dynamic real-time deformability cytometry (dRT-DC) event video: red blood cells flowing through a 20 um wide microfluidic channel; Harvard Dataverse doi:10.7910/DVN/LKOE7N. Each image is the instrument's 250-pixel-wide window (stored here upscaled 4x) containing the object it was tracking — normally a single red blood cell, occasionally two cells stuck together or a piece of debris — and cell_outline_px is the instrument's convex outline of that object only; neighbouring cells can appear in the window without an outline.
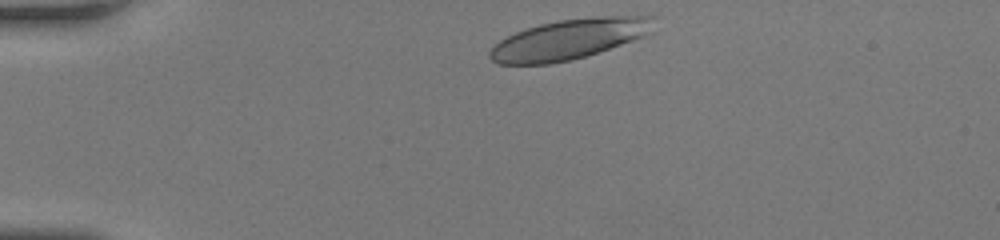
{"species": "human", "species_latin": "Homo sapiens", "temperature_condition": "room temperature", "stored_images_in_passage": 32, "camera_frame_rate_fps": 3000, "um_per_image_px": 0.085, "donor": {"sex": "female"}, "frame": {"image": 1, "passage_image": 1, "time_ms": 0.0, "image_size_px": [1000, 240], "cell_outline_px": [[652, 32], [644, 36], [572, 60], [548, 64], [496, 64], [488, 56], [488, 52], [500, 40], [516, 32], [540, 24], [560, 20], [596, 16], [652, 16]], "centroid_in_image_um": [48.33, 3.34], "position_along_channel_um": 36.7, "area_um2": 37.86}}
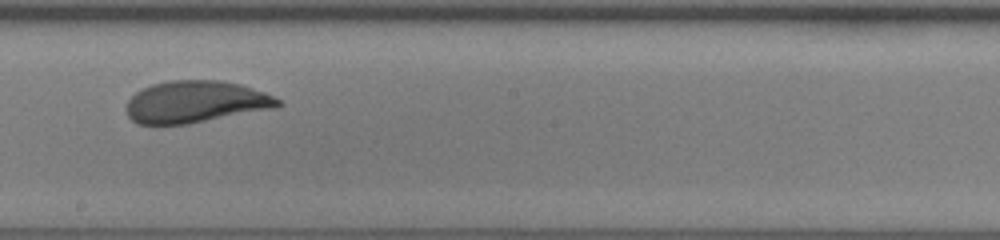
{"frame": {"image": 2, "passage_image": 19, "time_ms": 6.0, "image_size_px": [1000, 240], "cell_outline_px": [[284, 104], [276, 108], [188, 124], [136, 124], [128, 116], [128, 100], [136, 92], [152, 84], [168, 80], [220, 80], [240, 84], [264, 92], [280, 100]], "centroid_in_image_um": [16.65, 8.66], "position_along_channel_um": 231.5, "area_um2": 36.99}}
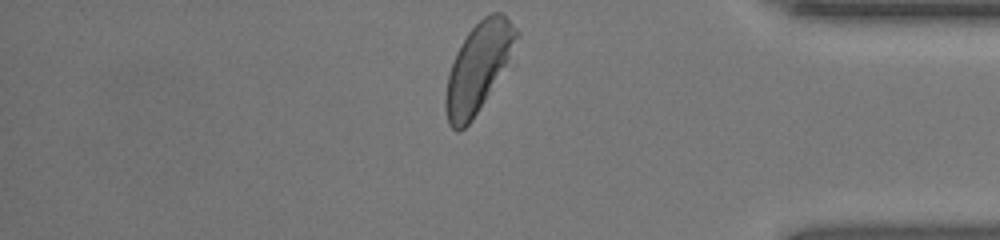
{"frame": {"image": 3, "passage_image": 32, "time_ms": 10.333, "image_size_px": [1000, 240], "cell_outline_px": [[520, 36], [484, 100], [472, 120], [460, 132], [456, 132], [448, 124], [444, 108], [444, 100], [448, 76], [456, 52], [460, 44], [468, 32], [484, 16], [492, 12], [504, 12], [520, 32]], "centroid_in_image_um": [40.61, 5.7], "position_along_channel_um": 394.6, "area_um2": 35.72}, "authors_computed_cell_mechanics": {"area_um2": 37.4544, "velocity_mm_per_s": 4.2303, "shape_relaxation_time_tau1_ms": 3.5348, "shape_relaxation_time_tau2_ms": null, "deformation_change_tau1": 0.1475, "deformation_change_tau2": null}}